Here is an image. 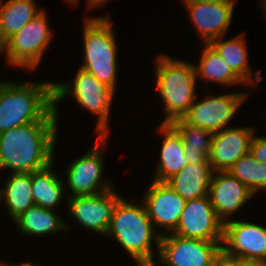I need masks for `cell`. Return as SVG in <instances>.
I'll return each mask as SVG.
<instances>
[{"mask_svg":"<svg viewBox=\"0 0 266 266\" xmlns=\"http://www.w3.org/2000/svg\"><path fill=\"white\" fill-rule=\"evenodd\" d=\"M59 122H31L0 133V169L32 174L54 163Z\"/></svg>","mask_w":266,"mask_h":266,"instance_id":"1","label":"cell"},{"mask_svg":"<svg viewBox=\"0 0 266 266\" xmlns=\"http://www.w3.org/2000/svg\"><path fill=\"white\" fill-rule=\"evenodd\" d=\"M54 82L0 79V133L31 122H58Z\"/></svg>","mask_w":266,"mask_h":266,"instance_id":"2","label":"cell"},{"mask_svg":"<svg viewBox=\"0 0 266 266\" xmlns=\"http://www.w3.org/2000/svg\"><path fill=\"white\" fill-rule=\"evenodd\" d=\"M105 237H114L137 266H157L152 243L159 254L161 235L152 225L143 201L137 205L122 196L114 207Z\"/></svg>","mask_w":266,"mask_h":266,"instance_id":"3","label":"cell"},{"mask_svg":"<svg viewBox=\"0 0 266 266\" xmlns=\"http://www.w3.org/2000/svg\"><path fill=\"white\" fill-rule=\"evenodd\" d=\"M156 88L163 102L162 123L183 118L198 98L197 78L193 63L160 54L155 60Z\"/></svg>","mask_w":266,"mask_h":266,"instance_id":"4","label":"cell"},{"mask_svg":"<svg viewBox=\"0 0 266 266\" xmlns=\"http://www.w3.org/2000/svg\"><path fill=\"white\" fill-rule=\"evenodd\" d=\"M83 26L84 61L81 69L116 92L118 61L113 24L109 15L86 17Z\"/></svg>","mask_w":266,"mask_h":266,"instance_id":"5","label":"cell"},{"mask_svg":"<svg viewBox=\"0 0 266 266\" xmlns=\"http://www.w3.org/2000/svg\"><path fill=\"white\" fill-rule=\"evenodd\" d=\"M114 94L115 91L112 88L99 82L92 74L81 68L77 70L71 83L54 82V106L68 95L72 96L78 106L97 117L95 132L99 135L108 136L110 107Z\"/></svg>","mask_w":266,"mask_h":266,"instance_id":"6","label":"cell"},{"mask_svg":"<svg viewBox=\"0 0 266 266\" xmlns=\"http://www.w3.org/2000/svg\"><path fill=\"white\" fill-rule=\"evenodd\" d=\"M46 10L32 19L20 31L7 39L9 66L32 71L40 64L53 38Z\"/></svg>","mask_w":266,"mask_h":266,"instance_id":"7","label":"cell"},{"mask_svg":"<svg viewBox=\"0 0 266 266\" xmlns=\"http://www.w3.org/2000/svg\"><path fill=\"white\" fill-rule=\"evenodd\" d=\"M107 135H98L95 145L87 153L71 161L66 167V185L71 192L68 196L98 195L113 189L110 181H103V146ZM103 144V145H102Z\"/></svg>","mask_w":266,"mask_h":266,"instance_id":"8","label":"cell"},{"mask_svg":"<svg viewBox=\"0 0 266 266\" xmlns=\"http://www.w3.org/2000/svg\"><path fill=\"white\" fill-rule=\"evenodd\" d=\"M222 242L164 234L160 239L158 264L163 266H213Z\"/></svg>","mask_w":266,"mask_h":266,"instance_id":"9","label":"cell"},{"mask_svg":"<svg viewBox=\"0 0 266 266\" xmlns=\"http://www.w3.org/2000/svg\"><path fill=\"white\" fill-rule=\"evenodd\" d=\"M247 97L248 93L240 91L217 96L206 95L203 100L196 98L183 119L191 125L216 133L226 128Z\"/></svg>","mask_w":266,"mask_h":266,"instance_id":"10","label":"cell"},{"mask_svg":"<svg viewBox=\"0 0 266 266\" xmlns=\"http://www.w3.org/2000/svg\"><path fill=\"white\" fill-rule=\"evenodd\" d=\"M70 216L77 224L92 230L100 236H106L114 207L121 198L113 188L98 195L65 197Z\"/></svg>","mask_w":266,"mask_h":266,"instance_id":"11","label":"cell"},{"mask_svg":"<svg viewBox=\"0 0 266 266\" xmlns=\"http://www.w3.org/2000/svg\"><path fill=\"white\" fill-rule=\"evenodd\" d=\"M224 224L208 196L187 200L173 234L185 238L223 242Z\"/></svg>","mask_w":266,"mask_h":266,"instance_id":"12","label":"cell"},{"mask_svg":"<svg viewBox=\"0 0 266 266\" xmlns=\"http://www.w3.org/2000/svg\"><path fill=\"white\" fill-rule=\"evenodd\" d=\"M143 203L148 216L156 231L162 236L173 233L178 226L180 216L186 204L178 193L168 183L152 180L143 195ZM164 228L166 233H160L157 229Z\"/></svg>","mask_w":266,"mask_h":266,"instance_id":"13","label":"cell"},{"mask_svg":"<svg viewBox=\"0 0 266 266\" xmlns=\"http://www.w3.org/2000/svg\"><path fill=\"white\" fill-rule=\"evenodd\" d=\"M222 250L240 259L266 260V227L235 219L226 222Z\"/></svg>","mask_w":266,"mask_h":266,"instance_id":"14","label":"cell"},{"mask_svg":"<svg viewBox=\"0 0 266 266\" xmlns=\"http://www.w3.org/2000/svg\"><path fill=\"white\" fill-rule=\"evenodd\" d=\"M236 0L220 2H184L190 22L196 28L203 44L226 36L234 14Z\"/></svg>","mask_w":266,"mask_h":266,"instance_id":"15","label":"cell"},{"mask_svg":"<svg viewBox=\"0 0 266 266\" xmlns=\"http://www.w3.org/2000/svg\"><path fill=\"white\" fill-rule=\"evenodd\" d=\"M255 194L228 171L213 172L208 197L219 220L225 224ZM229 218V219H228Z\"/></svg>","mask_w":266,"mask_h":266,"instance_id":"16","label":"cell"},{"mask_svg":"<svg viewBox=\"0 0 266 266\" xmlns=\"http://www.w3.org/2000/svg\"><path fill=\"white\" fill-rule=\"evenodd\" d=\"M255 127H226L213 133L209 163L213 172L228 171L242 156L250 151Z\"/></svg>","mask_w":266,"mask_h":266,"instance_id":"17","label":"cell"},{"mask_svg":"<svg viewBox=\"0 0 266 266\" xmlns=\"http://www.w3.org/2000/svg\"><path fill=\"white\" fill-rule=\"evenodd\" d=\"M163 135L160 157L153 180L166 182L188 164L181 135L170 123H161L155 129Z\"/></svg>","mask_w":266,"mask_h":266,"instance_id":"18","label":"cell"},{"mask_svg":"<svg viewBox=\"0 0 266 266\" xmlns=\"http://www.w3.org/2000/svg\"><path fill=\"white\" fill-rule=\"evenodd\" d=\"M243 34L244 33L227 40H224L225 36H221L211 41L209 44L247 86H251L252 84L255 86L263 81L260 77L261 70L255 72V74L250 71L251 67L249 65L247 45Z\"/></svg>","mask_w":266,"mask_h":266,"instance_id":"19","label":"cell"},{"mask_svg":"<svg viewBox=\"0 0 266 266\" xmlns=\"http://www.w3.org/2000/svg\"><path fill=\"white\" fill-rule=\"evenodd\" d=\"M213 170L207 159L204 163L184 166L166 181L183 199L192 200L208 196Z\"/></svg>","mask_w":266,"mask_h":266,"instance_id":"20","label":"cell"},{"mask_svg":"<svg viewBox=\"0 0 266 266\" xmlns=\"http://www.w3.org/2000/svg\"><path fill=\"white\" fill-rule=\"evenodd\" d=\"M13 221L20 233L31 237H42V235L55 234L61 230H69L67 223L62 220L58 213H55V210H47L37 204H34Z\"/></svg>","mask_w":266,"mask_h":266,"instance_id":"21","label":"cell"},{"mask_svg":"<svg viewBox=\"0 0 266 266\" xmlns=\"http://www.w3.org/2000/svg\"><path fill=\"white\" fill-rule=\"evenodd\" d=\"M198 64H193L196 78L229 87L231 85H247L210 44H204Z\"/></svg>","mask_w":266,"mask_h":266,"instance_id":"22","label":"cell"},{"mask_svg":"<svg viewBox=\"0 0 266 266\" xmlns=\"http://www.w3.org/2000/svg\"><path fill=\"white\" fill-rule=\"evenodd\" d=\"M53 163L32 173L34 203L47 210H55L65 195V181L53 171Z\"/></svg>","mask_w":266,"mask_h":266,"instance_id":"23","label":"cell"},{"mask_svg":"<svg viewBox=\"0 0 266 266\" xmlns=\"http://www.w3.org/2000/svg\"><path fill=\"white\" fill-rule=\"evenodd\" d=\"M181 135L185 157L190 164L204 163L210 155L213 133L187 123L183 118L170 123Z\"/></svg>","mask_w":266,"mask_h":266,"instance_id":"24","label":"cell"},{"mask_svg":"<svg viewBox=\"0 0 266 266\" xmlns=\"http://www.w3.org/2000/svg\"><path fill=\"white\" fill-rule=\"evenodd\" d=\"M8 214L14 220L35 203L32 197V174H11L0 189Z\"/></svg>","mask_w":266,"mask_h":266,"instance_id":"25","label":"cell"},{"mask_svg":"<svg viewBox=\"0 0 266 266\" xmlns=\"http://www.w3.org/2000/svg\"><path fill=\"white\" fill-rule=\"evenodd\" d=\"M44 9L35 0H0V27L6 39L20 31Z\"/></svg>","mask_w":266,"mask_h":266,"instance_id":"26","label":"cell"},{"mask_svg":"<svg viewBox=\"0 0 266 266\" xmlns=\"http://www.w3.org/2000/svg\"><path fill=\"white\" fill-rule=\"evenodd\" d=\"M228 172L255 195L261 190H266V165L257 161L250 153L242 156Z\"/></svg>","mask_w":266,"mask_h":266,"instance_id":"27","label":"cell"},{"mask_svg":"<svg viewBox=\"0 0 266 266\" xmlns=\"http://www.w3.org/2000/svg\"><path fill=\"white\" fill-rule=\"evenodd\" d=\"M249 153L259 162L266 165V136H253Z\"/></svg>","mask_w":266,"mask_h":266,"instance_id":"28","label":"cell"},{"mask_svg":"<svg viewBox=\"0 0 266 266\" xmlns=\"http://www.w3.org/2000/svg\"><path fill=\"white\" fill-rule=\"evenodd\" d=\"M213 266H241V259L230 256L221 250L216 256Z\"/></svg>","mask_w":266,"mask_h":266,"instance_id":"29","label":"cell"},{"mask_svg":"<svg viewBox=\"0 0 266 266\" xmlns=\"http://www.w3.org/2000/svg\"><path fill=\"white\" fill-rule=\"evenodd\" d=\"M80 0H65V2H68L72 5H76ZM109 0H86V6H88L89 9L95 8L99 5L103 6L105 3H108Z\"/></svg>","mask_w":266,"mask_h":266,"instance_id":"30","label":"cell"},{"mask_svg":"<svg viewBox=\"0 0 266 266\" xmlns=\"http://www.w3.org/2000/svg\"><path fill=\"white\" fill-rule=\"evenodd\" d=\"M241 266H266V260L241 259Z\"/></svg>","mask_w":266,"mask_h":266,"instance_id":"31","label":"cell"},{"mask_svg":"<svg viewBox=\"0 0 266 266\" xmlns=\"http://www.w3.org/2000/svg\"><path fill=\"white\" fill-rule=\"evenodd\" d=\"M2 53L5 54V57H6L5 59H6V62L8 63V59H7V39L2 34L1 27H0V54L2 55Z\"/></svg>","mask_w":266,"mask_h":266,"instance_id":"32","label":"cell"},{"mask_svg":"<svg viewBox=\"0 0 266 266\" xmlns=\"http://www.w3.org/2000/svg\"><path fill=\"white\" fill-rule=\"evenodd\" d=\"M0 266H41V265L40 264L35 265V264H32V262H22L19 264H17V263L11 264V262L6 263V261H5V262H0Z\"/></svg>","mask_w":266,"mask_h":266,"instance_id":"33","label":"cell"},{"mask_svg":"<svg viewBox=\"0 0 266 266\" xmlns=\"http://www.w3.org/2000/svg\"><path fill=\"white\" fill-rule=\"evenodd\" d=\"M220 2L225 0H182V2Z\"/></svg>","mask_w":266,"mask_h":266,"instance_id":"34","label":"cell"},{"mask_svg":"<svg viewBox=\"0 0 266 266\" xmlns=\"http://www.w3.org/2000/svg\"><path fill=\"white\" fill-rule=\"evenodd\" d=\"M260 8H262L261 10H262V12L264 13V17H265V19H266V0H260Z\"/></svg>","mask_w":266,"mask_h":266,"instance_id":"35","label":"cell"}]
</instances>
